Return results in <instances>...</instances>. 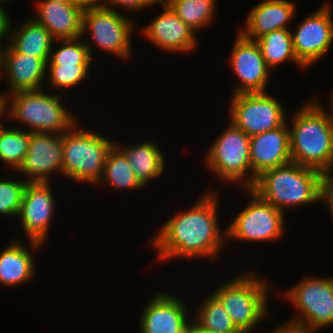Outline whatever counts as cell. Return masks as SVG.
<instances>
[{"instance_id": "1", "label": "cell", "mask_w": 333, "mask_h": 333, "mask_svg": "<svg viewBox=\"0 0 333 333\" xmlns=\"http://www.w3.org/2000/svg\"><path fill=\"white\" fill-rule=\"evenodd\" d=\"M191 207L176 211L150 239L155 263L172 259H216L227 244L226 227L220 231V194L214 188L202 192ZM163 261V262H162Z\"/></svg>"}, {"instance_id": "2", "label": "cell", "mask_w": 333, "mask_h": 333, "mask_svg": "<svg viewBox=\"0 0 333 333\" xmlns=\"http://www.w3.org/2000/svg\"><path fill=\"white\" fill-rule=\"evenodd\" d=\"M323 105L313 96L287 118L292 162L320 172L333 164V110Z\"/></svg>"}, {"instance_id": "3", "label": "cell", "mask_w": 333, "mask_h": 333, "mask_svg": "<svg viewBox=\"0 0 333 333\" xmlns=\"http://www.w3.org/2000/svg\"><path fill=\"white\" fill-rule=\"evenodd\" d=\"M250 189L285 213L322 203V172L290 162L262 172Z\"/></svg>"}, {"instance_id": "4", "label": "cell", "mask_w": 333, "mask_h": 333, "mask_svg": "<svg viewBox=\"0 0 333 333\" xmlns=\"http://www.w3.org/2000/svg\"><path fill=\"white\" fill-rule=\"evenodd\" d=\"M212 290L241 333L256 332L257 326L271 317L269 295L272 282L254 270H244ZM263 277V278H262Z\"/></svg>"}, {"instance_id": "5", "label": "cell", "mask_w": 333, "mask_h": 333, "mask_svg": "<svg viewBox=\"0 0 333 333\" xmlns=\"http://www.w3.org/2000/svg\"><path fill=\"white\" fill-rule=\"evenodd\" d=\"M78 122L62 134L63 176L97 187L115 141L93 129L82 128Z\"/></svg>"}, {"instance_id": "6", "label": "cell", "mask_w": 333, "mask_h": 333, "mask_svg": "<svg viewBox=\"0 0 333 333\" xmlns=\"http://www.w3.org/2000/svg\"><path fill=\"white\" fill-rule=\"evenodd\" d=\"M45 90L19 91L8 95L9 121L12 119L14 123H21L29 132L68 131L79 121L78 117H74L75 114L62 102V93L51 94Z\"/></svg>"}, {"instance_id": "7", "label": "cell", "mask_w": 333, "mask_h": 333, "mask_svg": "<svg viewBox=\"0 0 333 333\" xmlns=\"http://www.w3.org/2000/svg\"><path fill=\"white\" fill-rule=\"evenodd\" d=\"M280 292L298 312L284 324L316 333L333 326V276H305Z\"/></svg>"}, {"instance_id": "8", "label": "cell", "mask_w": 333, "mask_h": 333, "mask_svg": "<svg viewBox=\"0 0 333 333\" xmlns=\"http://www.w3.org/2000/svg\"><path fill=\"white\" fill-rule=\"evenodd\" d=\"M120 11L108 8L106 6H88L83 11L82 37L86 34L91 35L84 38V42L89 49L93 60L94 49L97 48L104 53L112 54L122 61L129 59L132 52V36L134 35L135 22L129 19ZM89 42H88V41ZM95 46V48H94Z\"/></svg>"}, {"instance_id": "9", "label": "cell", "mask_w": 333, "mask_h": 333, "mask_svg": "<svg viewBox=\"0 0 333 333\" xmlns=\"http://www.w3.org/2000/svg\"><path fill=\"white\" fill-rule=\"evenodd\" d=\"M215 138L203 161L222 183L251 188L250 137L230 121Z\"/></svg>"}, {"instance_id": "10", "label": "cell", "mask_w": 333, "mask_h": 333, "mask_svg": "<svg viewBox=\"0 0 333 333\" xmlns=\"http://www.w3.org/2000/svg\"><path fill=\"white\" fill-rule=\"evenodd\" d=\"M242 191L246 192L251 200L248 199L246 207L226 226L227 243L232 240L251 244L278 243L282 240L287 229L285 213L261 199L251 189Z\"/></svg>"}, {"instance_id": "11", "label": "cell", "mask_w": 333, "mask_h": 333, "mask_svg": "<svg viewBox=\"0 0 333 333\" xmlns=\"http://www.w3.org/2000/svg\"><path fill=\"white\" fill-rule=\"evenodd\" d=\"M228 121L249 137L282 126L288 115L284 103L267 92L231 95Z\"/></svg>"}, {"instance_id": "12", "label": "cell", "mask_w": 333, "mask_h": 333, "mask_svg": "<svg viewBox=\"0 0 333 333\" xmlns=\"http://www.w3.org/2000/svg\"><path fill=\"white\" fill-rule=\"evenodd\" d=\"M329 3L304 17L295 31H291L295 55L306 68L319 63L333 45V14Z\"/></svg>"}, {"instance_id": "13", "label": "cell", "mask_w": 333, "mask_h": 333, "mask_svg": "<svg viewBox=\"0 0 333 333\" xmlns=\"http://www.w3.org/2000/svg\"><path fill=\"white\" fill-rule=\"evenodd\" d=\"M228 62L237 80L236 85L233 84L231 95L267 92L271 70L267 67L256 41L247 39L238 31Z\"/></svg>"}, {"instance_id": "14", "label": "cell", "mask_w": 333, "mask_h": 333, "mask_svg": "<svg viewBox=\"0 0 333 333\" xmlns=\"http://www.w3.org/2000/svg\"><path fill=\"white\" fill-rule=\"evenodd\" d=\"M62 134L30 132L26 156L15 172L27 182H52L56 173L63 177Z\"/></svg>"}, {"instance_id": "15", "label": "cell", "mask_w": 333, "mask_h": 333, "mask_svg": "<svg viewBox=\"0 0 333 333\" xmlns=\"http://www.w3.org/2000/svg\"><path fill=\"white\" fill-rule=\"evenodd\" d=\"M51 182H28L22 198L20 212L21 229L29 241L45 244L54 218L56 199Z\"/></svg>"}, {"instance_id": "16", "label": "cell", "mask_w": 333, "mask_h": 333, "mask_svg": "<svg viewBox=\"0 0 333 333\" xmlns=\"http://www.w3.org/2000/svg\"><path fill=\"white\" fill-rule=\"evenodd\" d=\"M164 291H156L144 305L138 333H181L191 324V307L174 292Z\"/></svg>"}, {"instance_id": "17", "label": "cell", "mask_w": 333, "mask_h": 333, "mask_svg": "<svg viewBox=\"0 0 333 333\" xmlns=\"http://www.w3.org/2000/svg\"><path fill=\"white\" fill-rule=\"evenodd\" d=\"M158 4L162 6V12L139 29L140 36L164 52L186 54L196 50L198 34L164 0H159Z\"/></svg>"}, {"instance_id": "18", "label": "cell", "mask_w": 333, "mask_h": 333, "mask_svg": "<svg viewBox=\"0 0 333 333\" xmlns=\"http://www.w3.org/2000/svg\"><path fill=\"white\" fill-rule=\"evenodd\" d=\"M46 69L43 58L16 52L8 43L2 47L0 77L8 81L5 94L44 89Z\"/></svg>"}, {"instance_id": "19", "label": "cell", "mask_w": 333, "mask_h": 333, "mask_svg": "<svg viewBox=\"0 0 333 333\" xmlns=\"http://www.w3.org/2000/svg\"><path fill=\"white\" fill-rule=\"evenodd\" d=\"M84 8L75 0H35L34 13L29 16L55 40L75 39L82 37Z\"/></svg>"}, {"instance_id": "20", "label": "cell", "mask_w": 333, "mask_h": 333, "mask_svg": "<svg viewBox=\"0 0 333 333\" xmlns=\"http://www.w3.org/2000/svg\"><path fill=\"white\" fill-rule=\"evenodd\" d=\"M292 162L287 121L280 127L250 137L251 187L262 172Z\"/></svg>"}, {"instance_id": "21", "label": "cell", "mask_w": 333, "mask_h": 333, "mask_svg": "<svg viewBox=\"0 0 333 333\" xmlns=\"http://www.w3.org/2000/svg\"><path fill=\"white\" fill-rule=\"evenodd\" d=\"M296 11V3L291 0L260 1L250 9L239 32L247 39L256 41L273 31L289 28Z\"/></svg>"}, {"instance_id": "22", "label": "cell", "mask_w": 333, "mask_h": 333, "mask_svg": "<svg viewBox=\"0 0 333 333\" xmlns=\"http://www.w3.org/2000/svg\"><path fill=\"white\" fill-rule=\"evenodd\" d=\"M20 238L12 239L0 252V286L11 288L23 286L35 279L37 272L34 252L41 250V243ZM27 245H30L28 247ZM35 250V251H34ZM33 251V252H32Z\"/></svg>"}, {"instance_id": "23", "label": "cell", "mask_w": 333, "mask_h": 333, "mask_svg": "<svg viewBox=\"0 0 333 333\" xmlns=\"http://www.w3.org/2000/svg\"><path fill=\"white\" fill-rule=\"evenodd\" d=\"M115 141V146L125 155L137 180L147 188L151 181L161 177L166 170V158L154 140L124 146ZM154 179V180H153Z\"/></svg>"}, {"instance_id": "24", "label": "cell", "mask_w": 333, "mask_h": 333, "mask_svg": "<svg viewBox=\"0 0 333 333\" xmlns=\"http://www.w3.org/2000/svg\"><path fill=\"white\" fill-rule=\"evenodd\" d=\"M22 23L16 25L17 27L11 23L8 44L16 52L43 58L47 62L55 39L43 25L36 22L31 16Z\"/></svg>"}, {"instance_id": "25", "label": "cell", "mask_w": 333, "mask_h": 333, "mask_svg": "<svg viewBox=\"0 0 333 333\" xmlns=\"http://www.w3.org/2000/svg\"><path fill=\"white\" fill-rule=\"evenodd\" d=\"M107 186L115 192L137 191L145 187L137 180L125 155L114 145L107 155L102 178L97 186Z\"/></svg>"}, {"instance_id": "26", "label": "cell", "mask_w": 333, "mask_h": 333, "mask_svg": "<svg viewBox=\"0 0 333 333\" xmlns=\"http://www.w3.org/2000/svg\"><path fill=\"white\" fill-rule=\"evenodd\" d=\"M256 42L259 44L262 56L270 70L273 71L286 61L297 65L298 69L307 70L295 55L290 28L268 33L257 39Z\"/></svg>"}, {"instance_id": "27", "label": "cell", "mask_w": 333, "mask_h": 333, "mask_svg": "<svg viewBox=\"0 0 333 333\" xmlns=\"http://www.w3.org/2000/svg\"><path fill=\"white\" fill-rule=\"evenodd\" d=\"M206 295L204 299L201 298L202 302H199L200 304L197 302L199 307H195L196 309H194L195 311L191 316L192 320L200 328L210 331L220 333L240 332L220 300L211 291Z\"/></svg>"}, {"instance_id": "28", "label": "cell", "mask_w": 333, "mask_h": 333, "mask_svg": "<svg viewBox=\"0 0 333 333\" xmlns=\"http://www.w3.org/2000/svg\"><path fill=\"white\" fill-rule=\"evenodd\" d=\"M193 31L210 26L215 19L217 0H164Z\"/></svg>"}, {"instance_id": "29", "label": "cell", "mask_w": 333, "mask_h": 333, "mask_svg": "<svg viewBox=\"0 0 333 333\" xmlns=\"http://www.w3.org/2000/svg\"><path fill=\"white\" fill-rule=\"evenodd\" d=\"M30 140V132L23 127H9L0 129V162L10 171H15L22 164L26 156Z\"/></svg>"}, {"instance_id": "30", "label": "cell", "mask_w": 333, "mask_h": 333, "mask_svg": "<svg viewBox=\"0 0 333 333\" xmlns=\"http://www.w3.org/2000/svg\"><path fill=\"white\" fill-rule=\"evenodd\" d=\"M56 42L58 44H56ZM61 44V45H60ZM56 45L57 48H55ZM88 47L83 37L75 39L55 40L47 65L56 66H75V65H91L92 60Z\"/></svg>"}, {"instance_id": "31", "label": "cell", "mask_w": 333, "mask_h": 333, "mask_svg": "<svg viewBox=\"0 0 333 333\" xmlns=\"http://www.w3.org/2000/svg\"><path fill=\"white\" fill-rule=\"evenodd\" d=\"M93 68L91 65H75V66H56L47 65L46 69V81L50 90L57 93L56 90H68L76 88L82 81L89 79L90 69Z\"/></svg>"}, {"instance_id": "32", "label": "cell", "mask_w": 333, "mask_h": 333, "mask_svg": "<svg viewBox=\"0 0 333 333\" xmlns=\"http://www.w3.org/2000/svg\"><path fill=\"white\" fill-rule=\"evenodd\" d=\"M27 183L22 177L0 178V216L17 219Z\"/></svg>"}, {"instance_id": "33", "label": "cell", "mask_w": 333, "mask_h": 333, "mask_svg": "<svg viewBox=\"0 0 333 333\" xmlns=\"http://www.w3.org/2000/svg\"><path fill=\"white\" fill-rule=\"evenodd\" d=\"M158 4L157 0H106L105 6L116 11L121 10L129 12H139L140 10H146L147 7H153ZM119 7V8H118ZM146 8V9H145Z\"/></svg>"}, {"instance_id": "34", "label": "cell", "mask_w": 333, "mask_h": 333, "mask_svg": "<svg viewBox=\"0 0 333 333\" xmlns=\"http://www.w3.org/2000/svg\"><path fill=\"white\" fill-rule=\"evenodd\" d=\"M322 204L330 212L333 221V164L322 172Z\"/></svg>"}, {"instance_id": "35", "label": "cell", "mask_w": 333, "mask_h": 333, "mask_svg": "<svg viewBox=\"0 0 333 333\" xmlns=\"http://www.w3.org/2000/svg\"><path fill=\"white\" fill-rule=\"evenodd\" d=\"M11 23L12 20L8 10L4 5H0V45L2 47L4 46L2 42L3 39H5L7 43L9 41Z\"/></svg>"}, {"instance_id": "36", "label": "cell", "mask_w": 333, "mask_h": 333, "mask_svg": "<svg viewBox=\"0 0 333 333\" xmlns=\"http://www.w3.org/2000/svg\"><path fill=\"white\" fill-rule=\"evenodd\" d=\"M8 95L0 91V129L4 127V122H2V118L8 116Z\"/></svg>"}, {"instance_id": "37", "label": "cell", "mask_w": 333, "mask_h": 333, "mask_svg": "<svg viewBox=\"0 0 333 333\" xmlns=\"http://www.w3.org/2000/svg\"><path fill=\"white\" fill-rule=\"evenodd\" d=\"M270 333H310V332L282 323L281 325L279 324L278 327H276V329L272 330V332L270 331Z\"/></svg>"}, {"instance_id": "38", "label": "cell", "mask_w": 333, "mask_h": 333, "mask_svg": "<svg viewBox=\"0 0 333 333\" xmlns=\"http://www.w3.org/2000/svg\"><path fill=\"white\" fill-rule=\"evenodd\" d=\"M84 7L88 6H105L106 0H75Z\"/></svg>"}, {"instance_id": "39", "label": "cell", "mask_w": 333, "mask_h": 333, "mask_svg": "<svg viewBox=\"0 0 333 333\" xmlns=\"http://www.w3.org/2000/svg\"><path fill=\"white\" fill-rule=\"evenodd\" d=\"M191 324L195 327V333H220L200 328L193 320L191 321ZM227 333H241V332H227Z\"/></svg>"}, {"instance_id": "40", "label": "cell", "mask_w": 333, "mask_h": 333, "mask_svg": "<svg viewBox=\"0 0 333 333\" xmlns=\"http://www.w3.org/2000/svg\"><path fill=\"white\" fill-rule=\"evenodd\" d=\"M181 333H195V327L190 324L186 329H184Z\"/></svg>"}, {"instance_id": "41", "label": "cell", "mask_w": 333, "mask_h": 333, "mask_svg": "<svg viewBox=\"0 0 333 333\" xmlns=\"http://www.w3.org/2000/svg\"><path fill=\"white\" fill-rule=\"evenodd\" d=\"M329 96H330L329 98H330V101H331L330 102L331 105H329L330 106L329 108H331L333 110V90L331 91V93L329 94Z\"/></svg>"}, {"instance_id": "42", "label": "cell", "mask_w": 333, "mask_h": 333, "mask_svg": "<svg viewBox=\"0 0 333 333\" xmlns=\"http://www.w3.org/2000/svg\"><path fill=\"white\" fill-rule=\"evenodd\" d=\"M10 1H13V0H0V5L4 4L6 6V3L10 2Z\"/></svg>"}, {"instance_id": "43", "label": "cell", "mask_w": 333, "mask_h": 333, "mask_svg": "<svg viewBox=\"0 0 333 333\" xmlns=\"http://www.w3.org/2000/svg\"><path fill=\"white\" fill-rule=\"evenodd\" d=\"M1 52H2V46L0 45V62H1Z\"/></svg>"}]
</instances>
